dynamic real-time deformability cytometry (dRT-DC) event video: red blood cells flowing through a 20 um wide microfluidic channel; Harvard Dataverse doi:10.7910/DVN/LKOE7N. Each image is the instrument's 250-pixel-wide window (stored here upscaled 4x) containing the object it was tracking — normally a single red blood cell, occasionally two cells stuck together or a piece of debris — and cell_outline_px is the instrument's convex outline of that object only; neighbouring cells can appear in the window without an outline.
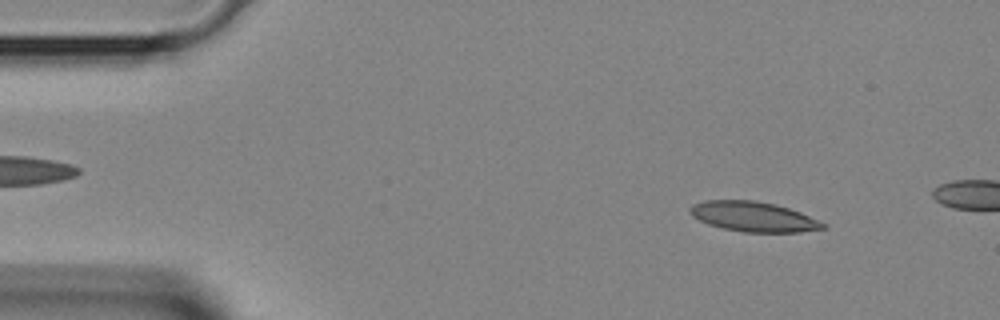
{"species": "Egyptian fruit bat (a non-hibernating species)", "species_latin": "Rousettus aegyptiacus", "temperature_condition": "room temperature", "stored_images_in_passage": 3, "camera_frame_rate_fps": 3000, "um_per_image_px": 0.085, "animal": {"sex": "female"}, "frame": {"image": 1, "passage_image": 2, "time_ms": 0.333, "image_size_px": [1000, 320], "cell_outline_px": [[828, 228], [800, 232], [744, 232], [724, 228], [708, 224], [692, 216], [688, 212], [688, 208], [692, 204], [704, 200], [756, 200], [776, 204], [800, 212], [824, 224]], "centroid_in_image_um": [63.99, 18.4], "position_along_channel_um": 21.0, "area_um2": 23.18}}